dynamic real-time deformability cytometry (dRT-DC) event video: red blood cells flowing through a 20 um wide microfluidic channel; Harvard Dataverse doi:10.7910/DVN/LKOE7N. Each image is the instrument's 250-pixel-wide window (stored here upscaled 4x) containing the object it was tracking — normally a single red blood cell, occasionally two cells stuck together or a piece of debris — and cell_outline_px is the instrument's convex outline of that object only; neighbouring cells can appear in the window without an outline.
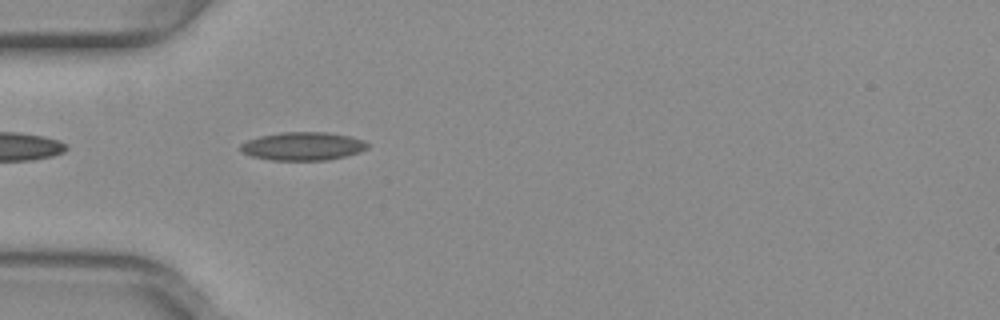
{"species": "common noctule bat (a hibernating species)", "species_latin": "Nyctalus noctula", "temperature_condition": "warm", "stored_images_in_passage": 36, "camera_frame_rate_fps": 3000, "um_per_image_px": 0.085, "animal": {"sex": "female", "body_mass_g": 29.2, "forearm_length_mm": 56.3}, "frame": {"image": 1, "passage_image": 2, "time_ms": 0.333, "image_size_px": [1000, 320], "cell_outline_px": [[368, 148], [360, 152], [344, 156], [324, 160], [272, 160], [252, 156], [244, 152], [240, 148], [240, 144], [248, 140], [260, 136], [280, 132], [328, 132], [348, 136], [364, 140], [368, 144]], "centroid_in_image_um": [25.75, 12.42], "position_along_channel_um": 59.2, "area_um2": 20.75}}
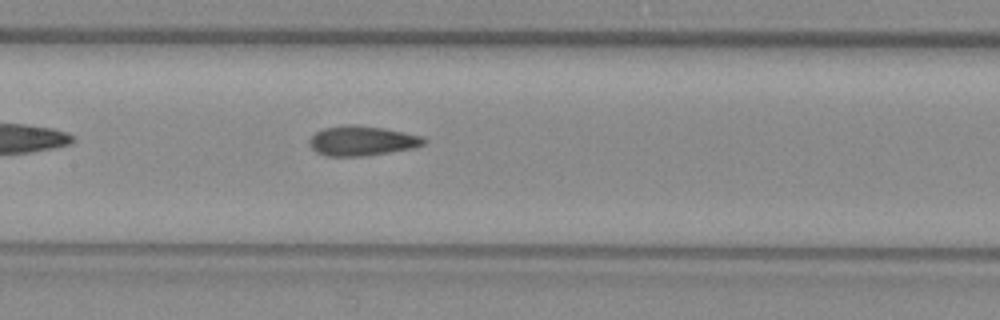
{"frame": {"image": 2, "passage_image": 11, "time_ms": 3.333, "image_size_px": [1000, 320], "cell_outline_px": [[428, 140], [424, 144], [412, 148], [364, 156], [324, 156], [316, 152], [308, 144], [308, 140], [316, 132], [324, 128], [348, 124], [356, 124], [384, 128], [424, 136]], "centroid_in_image_um": [30.76, 11.96], "position_along_channel_um": 176.6, "area_um2": 20.0}}
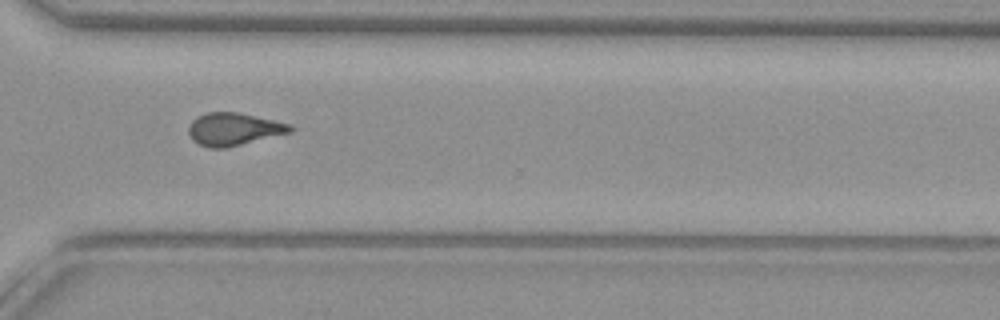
{"frame": {"image": 3, "passage_image": 24, "time_ms": 7.667, "image_size_px": [1000, 320], "cell_outline_px": [[292, 132], [228, 148], [208, 148], [192, 140], [188, 132], [188, 128], [192, 120], [196, 116], [208, 112], [236, 112], [292, 124]], "centroid_in_image_um": [19.85, 10.99], "position_along_channel_um": 350.7, "area_um2": 19.42}, "authors_computed_cell_mechanics": {"area_um2": 19.1318, "velocity_mm_per_s": 4.0223, "shape_relaxation_time_tau1_ms": null, "shape_relaxation_time_tau2_ms": 2.2096, "deformation_change_tau1": null, "deformation_change_tau2": 0.0859}}